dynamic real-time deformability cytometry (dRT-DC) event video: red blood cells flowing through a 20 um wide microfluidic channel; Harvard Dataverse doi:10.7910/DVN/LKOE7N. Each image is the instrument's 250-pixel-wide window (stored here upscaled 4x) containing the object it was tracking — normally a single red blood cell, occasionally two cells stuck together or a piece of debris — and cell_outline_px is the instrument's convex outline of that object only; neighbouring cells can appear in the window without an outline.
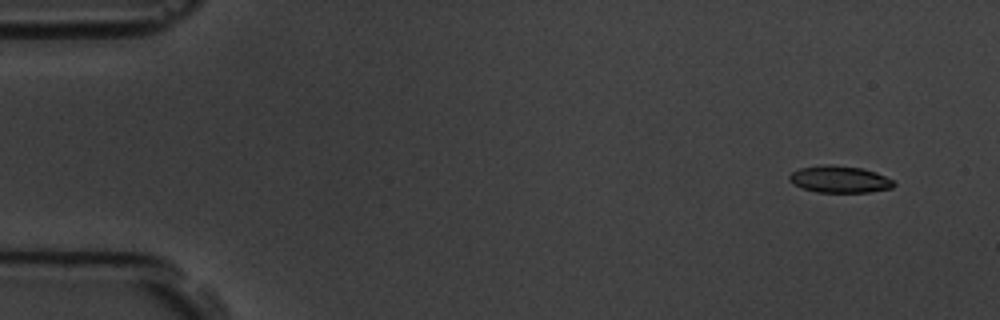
{"species": "common noctule bat (a hibernating species)", "species_latin": "Nyctalus noctula", "temperature_condition": "room temperature", "stored_images_in_passage": 5, "camera_frame_rate_fps": 3000, "um_per_image_px": 0.085, "animal": {"sex": "male", "body_mass_g": 19.5, "forearm_length_mm": 54.6}, "frame": {"image": 1, "passage_image": 1, "time_ms": 0.0, "image_size_px": [1000, 320], "cell_outline_px": [[896, 184], [892, 188], [868, 192], [816, 192], [800, 188], [788, 180], [788, 176], [792, 172], [800, 168], [824, 164], [832, 164], [864, 168], [876, 172], [892, 180]], "centroid_in_image_um": [71.34, 15.23], "position_along_channel_um": 13.7, "area_um2": 16.53}}
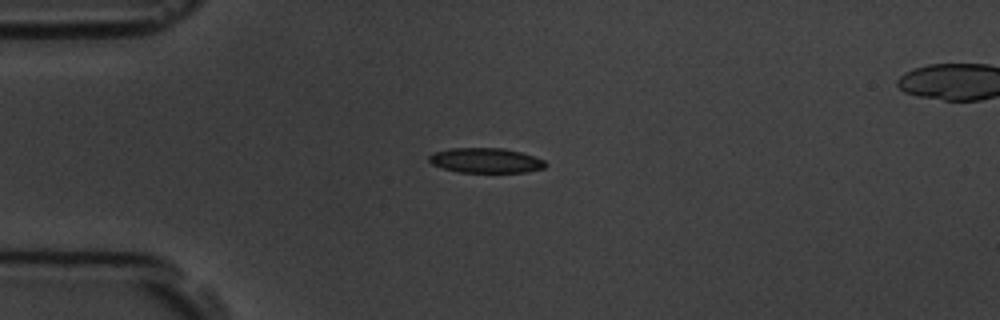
{"frame": {"image": 2, "passage_image": 4, "time_ms": 3.333, "image_size_px": [1000, 320], "cell_outline_px": [[548, 164], [544, 168], [528, 172], [456, 172], [432, 164], [428, 160], [428, 156], [432, 152], [452, 148], [504, 148], [520, 152], [544, 160]], "centroid_in_image_um": [41.27, 13.64], "position_along_channel_um": 43.7, "area_um2": 16.94}}